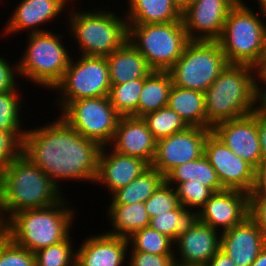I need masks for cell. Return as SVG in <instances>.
Returning <instances> with one entry per match:
<instances>
[{
  "label": "cell",
  "instance_id": "d6986e66",
  "mask_svg": "<svg viewBox=\"0 0 266 266\" xmlns=\"http://www.w3.org/2000/svg\"><path fill=\"white\" fill-rule=\"evenodd\" d=\"M149 167L150 165L139 157L122 155L109 146H102L98 156L95 184L105 186L110 192L109 195H112L116 190L130 184Z\"/></svg>",
  "mask_w": 266,
  "mask_h": 266
},
{
  "label": "cell",
  "instance_id": "ab89813d",
  "mask_svg": "<svg viewBox=\"0 0 266 266\" xmlns=\"http://www.w3.org/2000/svg\"><path fill=\"white\" fill-rule=\"evenodd\" d=\"M130 253V254H129ZM129 266H173L174 255H156L146 252H129Z\"/></svg>",
  "mask_w": 266,
  "mask_h": 266
},
{
  "label": "cell",
  "instance_id": "4dcf8cb0",
  "mask_svg": "<svg viewBox=\"0 0 266 266\" xmlns=\"http://www.w3.org/2000/svg\"><path fill=\"white\" fill-rule=\"evenodd\" d=\"M127 240L129 246L128 252L174 255L175 242L150 226L135 231Z\"/></svg>",
  "mask_w": 266,
  "mask_h": 266
},
{
  "label": "cell",
  "instance_id": "30bf717a",
  "mask_svg": "<svg viewBox=\"0 0 266 266\" xmlns=\"http://www.w3.org/2000/svg\"><path fill=\"white\" fill-rule=\"evenodd\" d=\"M78 58L70 59L61 81L53 88L58 92L55 99L58 110H62L69 102L108 96L111 82L107 59L104 56H86L77 53Z\"/></svg>",
  "mask_w": 266,
  "mask_h": 266
},
{
  "label": "cell",
  "instance_id": "60d3db41",
  "mask_svg": "<svg viewBox=\"0 0 266 266\" xmlns=\"http://www.w3.org/2000/svg\"><path fill=\"white\" fill-rule=\"evenodd\" d=\"M18 75V62L11 64V62H8V59L0 56V93H6L19 88L20 83H18L17 77L19 79L20 76Z\"/></svg>",
  "mask_w": 266,
  "mask_h": 266
},
{
  "label": "cell",
  "instance_id": "9a60e30c",
  "mask_svg": "<svg viewBox=\"0 0 266 266\" xmlns=\"http://www.w3.org/2000/svg\"><path fill=\"white\" fill-rule=\"evenodd\" d=\"M74 1L77 0H21L15 9H12L13 12L3 28L2 35L10 36L20 31H27L28 34L51 31L42 27L51 21H56L54 18L61 17L65 10L68 12V8L75 5Z\"/></svg>",
  "mask_w": 266,
  "mask_h": 266
},
{
  "label": "cell",
  "instance_id": "6da1fadb",
  "mask_svg": "<svg viewBox=\"0 0 266 266\" xmlns=\"http://www.w3.org/2000/svg\"><path fill=\"white\" fill-rule=\"evenodd\" d=\"M53 120L26 130L22 154L60 189L61 180L94 184L101 146L78 133L61 116Z\"/></svg>",
  "mask_w": 266,
  "mask_h": 266
},
{
  "label": "cell",
  "instance_id": "f35d334b",
  "mask_svg": "<svg viewBox=\"0 0 266 266\" xmlns=\"http://www.w3.org/2000/svg\"><path fill=\"white\" fill-rule=\"evenodd\" d=\"M26 131L0 130V176L22 154Z\"/></svg>",
  "mask_w": 266,
  "mask_h": 266
},
{
  "label": "cell",
  "instance_id": "8992f818",
  "mask_svg": "<svg viewBox=\"0 0 266 266\" xmlns=\"http://www.w3.org/2000/svg\"><path fill=\"white\" fill-rule=\"evenodd\" d=\"M254 10L246 3H237L229 11L218 40L228 64L256 68L264 59L266 19Z\"/></svg>",
  "mask_w": 266,
  "mask_h": 266
},
{
  "label": "cell",
  "instance_id": "d590c367",
  "mask_svg": "<svg viewBox=\"0 0 266 266\" xmlns=\"http://www.w3.org/2000/svg\"><path fill=\"white\" fill-rule=\"evenodd\" d=\"M176 190L180 205L187 209L198 212L205 206L213 193L208 187L197 181H186L182 183H169Z\"/></svg>",
  "mask_w": 266,
  "mask_h": 266
},
{
  "label": "cell",
  "instance_id": "603a6c76",
  "mask_svg": "<svg viewBox=\"0 0 266 266\" xmlns=\"http://www.w3.org/2000/svg\"><path fill=\"white\" fill-rule=\"evenodd\" d=\"M106 59L111 85L146 78L153 71L146 59L128 40L106 56Z\"/></svg>",
  "mask_w": 266,
  "mask_h": 266
},
{
  "label": "cell",
  "instance_id": "bcb514c9",
  "mask_svg": "<svg viewBox=\"0 0 266 266\" xmlns=\"http://www.w3.org/2000/svg\"><path fill=\"white\" fill-rule=\"evenodd\" d=\"M256 82L257 91H266V58L256 67Z\"/></svg>",
  "mask_w": 266,
  "mask_h": 266
},
{
  "label": "cell",
  "instance_id": "ba28073f",
  "mask_svg": "<svg viewBox=\"0 0 266 266\" xmlns=\"http://www.w3.org/2000/svg\"><path fill=\"white\" fill-rule=\"evenodd\" d=\"M128 41L153 71H168L183 54L190 39L182 20L171 23L128 24Z\"/></svg>",
  "mask_w": 266,
  "mask_h": 266
},
{
  "label": "cell",
  "instance_id": "ac0fdd59",
  "mask_svg": "<svg viewBox=\"0 0 266 266\" xmlns=\"http://www.w3.org/2000/svg\"><path fill=\"white\" fill-rule=\"evenodd\" d=\"M156 144L157 140L143 118L120 116L114 137L108 146L117 153L139 157L151 165Z\"/></svg>",
  "mask_w": 266,
  "mask_h": 266
},
{
  "label": "cell",
  "instance_id": "836d02e7",
  "mask_svg": "<svg viewBox=\"0 0 266 266\" xmlns=\"http://www.w3.org/2000/svg\"><path fill=\"white\" fill-rule=\"evenodd\" d=\"M18 89L0 93V130L2 131H26L22 126L24 121L21 111L24 110H22L21 99L23 98Z\"/></svg>",
  "mask_w": 266,
  "mask_h": 266
},
{
  "label": "cell",
  "instance_id": "5bb4252c",
  "mask_svg": "<svg viewBox=\"0 0 266 266\" xmlns=\"http://www.w3.org/2000/svg\"><path fill=\"white\" fill-rule=\"evenodd\" d=\"M236 4V0H196L189 4L181 19L190 41H218Z\"/></svg>",
  "mask_w": 266,
  "mask_h": 266
},
{
  "label": "cell",
  "instance_id": "8fae6325",
  "mask_svg": "<svg viewBox=\"0 0 266 266\" xmlns=\"http://www.w3.org/2000/svg\"><path fill=\"white\" fill-rule=\"evenodd\" d=\"M57 116H61L78 133L96 141L101 147L111 143L120 118L108 96L71 101Z\"/></svg>",
  "mask_w": 266,
  "mask_h": 266
},
{
  "label": "cell",
  "instance_id": "74e56055",
  "mask_svg": "<svg viewBox=\"0 0 266 266\" xmlns=\"http://www.w3.org/2000/svg\"><path fill=\"white\" fill-rule=\"evenodd\" d=\"M180 205L176 190L166 180L159 186L154 194L145 202L148 217L151 219Z\"/></svg>",
  "mask_w": 266,
  "mask_h": 266
},
{
  "label": "cell",
  "instance_id": "cb8c5ba5",
  "mask_svg": "<svg viewBox=\"0 0 266 266\" xmlns=\"http://www.w3.org/2000/svg\"><path fill=\"white\" fill-rule=\"evenodd\" d=\"M124 14L128 24L171 23L181 19L182 11L173 0H126Z\"/></svg>",
  "mask_w": 266,
  "mask_h": 266
},
{
  "label": "cell",
  "instance_id": "b9f144b4",
  "mask_svg": "<svg viewBox=\"0 0 266 266\" xmlns=\"http://www.w3.org/2000/svg\"><path fill=\"white\" fill-rule=\"evenodd\" d=\"M249 217L266 236V197L249 196Z\"/></svg>",
  "mask_w": 266,
  "mask_h": 266
},
{
  "label": "cell",
  "instance_id": "7c38bea8",
  "mask_svg": "<svg viewBox=\"0 0 266 266\" xmlns=\"http://www.w3.org/2000/svg\"><path fill=\"white\" fill-rule=\"evenodd\" d=\"M212 129L188 126L185 130L157 140L152 168L165 177L177 166L200 158Z\"/></svg>",
  "mask_w": 266,
  "mask_h": 266
},
{
  "label": "cell",
  "instance_id": "d4e9b609",
  "mask_svg": "<svg viewBox=\"0 0 266 266\" xmlns=\"http://www.w3.org/2000/svg\"><path fill=\"white\" fill-rule=\"evenodd\" d=\"M168 106L176 112L188 126L207 128L204 93L172 85Z\"/></svg>",
  "mask_w": 266,
  "mask_h": 266
},
{
  "label": "cell",
  "instance_id": "816d5d0a",
  "mask_svg": "<svg viewBox=\"0 0 266 266\" xmlns=\"http://www.w3.org/2000/svg\"><path fill=\"white\" fill-rule=\"evenodd\" d=\"M173 266H205V265H203V264H185V263L174 261Z\"/></svg>",
  "mask_w": 266,
  "mask_h": 266
},
{
  "label": "cell",
  "instance_id": "f1b7e54d",
  "mask_svg": "<svg viewBox=\"0 0 266 266\" xmlns=\"http://www.w3.org/2000/svg\"><path fill=\"white\" fill-rule=\"evenodd\" d=\"M165 180L168 183L197 181L212 192L223 190L216 171L204 154L198 159L177 166L165 177Z\"/></svg>",
  "mask_w": 266,
  "mask_h": 266
},
{
  "label": "cell",
  "instance_id": "4fadbf2b",
  "mask_svg": "<svg viewBox=\"0 0 266 266\" xmlns=\"http://www.w3.org/2000/svg\"><path fill=\"white\" fill-rule=\"evenodd\" d=\"M204 155L216 171L223 189L250 193L255 168L233 153L212 131L205 140Z\"/></svg>",
  "mask_w": 266,
  "mask_h": 266
},
{
  "label": "cell",
  "instance_id": "ffe728a7",
  "mask_svg": "<svg viewBox=\"0 0 266 266\" xmlns=\"http://www.w3.org/2000/svg\"><path fill=\"white\" fill-rule=\"evenodd\" d=\"M265 246L266 236L250 217L221 233L220 249L236 266H251Z\"/></svg>",
  "mask_w": 266,
  "mask_h": 266
},
{
  "label": "cell",
  "instance_id": "f907efd6",
  "mask_svg": "<svg viewBox=\"0 0 266 266\" xmlns=\"http://www.w3.org/2000/svg\"><path fill=\"white\" fill-rule=\"evenodd\" d=\"M259 12L266 18V0H256Z\"/></svg>",
  "mask_w": 266,
  "mask_h": 266
},
{
  "label": "cell",
  "instance_id": "d6a6232c",
  "mask_svg": "<svg viewBox=\"0 0 266 266\" xmlns=\"http://www.w3.org/2000/svg\"><path fill=\"white\" fill-rule=\"evenodd\" d=\"M142 118L156 140L183 131L188 127L185 121L169 106L148 113Z\"/></svg>",
  "mask_w": 266,
  "mask_h": 266
},
{
  "label": "cell",
  "instance_id": "83f0119b",
  "mask_svg": "<svg viewBox=\"0 0 266 266\" xmlns=\"http://www.w3.org/2000/svg\"><path fill=\"white\" fill-rule=\"evenodd\" d=\"M172 79L168 71H152L143 84L139 97L137 117L142 118L148 113L155 112L168 106L169 92Z\"/></svg>",
  "mask_w": 266,
  "mask_h": 266
},
{
  "label": "cell",
  "instance_id": "44dd1931",
  "mask_svg": "<svg viewBox=\"0 0 266 266\" xmlns=\"http://www.w3.org/2000/svg\"><path fill=\"white\" fill-rule=\"evenodd\" d=\"M76 247L79 266H123L128 258V240L105 232L87 236Z\"/></svg>",
  "mask_w": 266,
  "mask_h": 266
},
{
  "label": "cell",
  "instance_id": "277c9868",
  "mask_svg": "<svg viewBox=\"0 0 266 266\" xmlns=\"http://www.w3.org/2000/svg\"><path fill=\"white\" fill-rule=\"evenodd\" d=\"M67 197L56 204L13 214L0 230L16 244L32 253L67 239L75 217V207ZM71 205V206H70Z\"/></svg>",
  "mask_w": 266,
  "mask_h": 266
},
{
  "label": "cell",
  "instance_id": "7dc6e473",
  "mask_svg": "<svg viewBox=\"0 0 266 266\" xmlns=\"http://www.w3.org/2000/svg\"><path fill=\"white\" fill-rule=\"evenodd\" d=\"M256 110L266 117V91H257V107Z\"/></svg>",
  "mask_w": 266,
  "mask_h": 266
},
{
  "label": "cell",
  "instance_id": "5b68a950",
  "mask_svg": "<svg viewBox=\"0 0 266 266\" xmlns=\"http://www.w3.org/2000/svg\"><path fill=\"white\" fill-rule=\"evenodd\" d=\"M105 7L91 11L69 9L71 12L68 11L65 26L73 41L76 39L74 42H77L81 55L106 57L128 40V23L124 13L119 17Z\"/></svg>",
  "mask_w": 266,
  "mask_h": 266
},
{
  "label": "cell",
  "instance_id": "f5cc1de1",
  "mask_svg": "<svg viewBox=\"0 0 266 266\" xmlns=\"http://www.w3.org/2000/svg\"><path fill=\"white\" fill-rule=\"evenodd\" d=\"M237 3H246L245 0H236Z\"/></svg>",
  "mask_w": 266,
  "mask_h": 266
},
{
  "label": "cell",
  "instance_id": "db71d44e",
  "mask_svg": "<svg viewBox=\"0 0 266 266\" xmlns=\"http://www.w3.org/2000/svg\"><path fill=\"white\" fill-rule=\"evenodd\" d=\"M264 58H266V40H265V52H264Z\"/></svg>",
  "mask_w": 266,
  "mask_h": 266
},
{
  "label": "cell",
  "instance_id": "7bdbcfd3",
  "mask_svg": "<svg viewBox=\"0 0 266 266\" xmlns=\"http://www.w3.org/2000/svg\"><path fill=\"white\" fill-rule=\"evenodd\" d=\"M249 196H265L266 197V163H262L255 168L254 184Z\"/></svg>",
  "mask_w": 266,
  "mask_h": 266
},
{
  "label": "cell",
  "instance_id": "1f68e13d",
  "mask_svg": "<svg viewBox=\"0 0 266 266\" xmlns=\"http://www.w3.org/2000/svg\"><path fill=\"white\" fill-rule=\"evenodd\" d=\"M145 78L134 79L119 85H111L109 100L120 116L137 117L139 97Z\"/></svg>",
  "mask_w": 266,
  "mask_h": 266
},
{
  "label": "cell",
  "instance_id": "f6af8a7d",
  "mask_svg": "<svg viewBox=\"0 0 266 266\" xmlns=\"http://www.w3.org/2000/svg\"><path fill=\"white\" fill-rule=\"evenodd\" d=\"M205 266H236L229 256L221 249L209 260Z\"/></svg>",
  "mask_w": 266,
  "mask_h": 266
},
{
  "label": "cell",
  "instance_id": "e0dca14e",
  "mask_svg": "<svg viewBox=\"0 0 266 266\" xmlns=\"http://www.w3.org/2000/svg\"><path fill=\"white\" fill-rule=\"evenodd\" d=\"M249 217V194L231 189L213 192L199 211V220L220 233Z\"/></svg>",
  "mask_w": 266,
  "mask_h": 266
},
{
  "label": "cell",
  "instance_id": "3957f363",
  "mask_svg": "<svg viewBox=\"0 0 266 266\" xmlns=\"http://www.w3.org/2000/svg\"><path fill=\"white\" fill-rule=\"evenodd\" d=\"M204 100L207 129L253 113L257 107L256 68L228 64L204 92Z\"/></svg>",
  "mask_w": 266,
  "mask_h": 266
},
{
  "label": "cell",
  "instance_id": "484cf974",
  "mask_svg": "<svg viewBox=\"0 0 266 266\" xmlns=\"http://www.w3.org/2000/svg\"><path fill=\"white\" fill-rule=\"evenodd\" d=\"M107 216L111 229L105 233L112 236L128 238L137 230L150 225L145 203H134L130 205H108Z\"/></svg>",
  "mask_w": 266,
  "mask_h": 266
},
{
  "label": "cell",
  "instance_id": "681fc988",
  "mask_svg": "<svg viewBox=\"0 0 266 266\" xmlns=\"http://www.w3.org/2000/svg\"><path fill=\"white\" fill-rule=\"evenodd\" d=\"M176 6L183 11L189 4L193 3L196 0H173Z\"/></svg>",
  "mask_w": 266,
  "mask_h": 266
},
{
  "label": "cell",
  "instance_id": "e575fe53",
  "mask_svg": "<svg viewBox=\"0 0 266 266\" xmlns=\"http://www.w3.org/2000/svg\"><path fill=\"white\" fill-rule=\"evenodd\" d=\"M70 235L67 239L34 253L36 266H73L76 263V248ZM72 239V240H70ZM74 245V248H73ZM75 249V250H74Z\"/></svg>",
  "mask_w": 266,
  "mask_h": 266
},
{
  "label": "cell",
  "instance_id": "8d00e7d4",
  "mask_svg": "<svg viewBox=\"0 0 266 266\" xmlns=\"http://www.w3.org/2000/svg\"><path fill=\"white\" fill-rule=\"evenodd\" d=\"M0 266H36L34 253L16 244L0 230Z\"/></svg>",
  "mask_w": 266,
  "mask_h": 266
},
{
  "label": "cell",
  "instance_id": "f546056e",
  "mask_svg": "<svg viewBox=\"0 0 266 266\" xmlns=\"http://www.w3.org/2000/svg\"><path fill=\"white\" fill-rule=\"evenodd\" d=\"M198 221L199 212L197 210L179 205L175 210L152 217L149 226L175 242L180 235L190 230Z\"/></svg>",
  "mask_w": 266,
  "mask_h": 266
},
{
  "label": "cell",
  "instance_id": "9c48e42d",
  "mask_svg": "<svg viewBox=\"0 0 266 266\" xmlns=\"http://www.w3.org/2000/svg\"><path fill=\"white\" fill-rule=\"evenodd\" d=\"M227 65L218 41H190L168 72L174 86L204 93Z\"/></svg>",
  "mask_w": 266,
  "mask_h": 266
},
{
  "label": "cell",
  "instance_id": "4316f807",
  "mask_svg": "<svg viewBox=\"0 0 266 266\" xmlns=\"http://www.w3.org/2000/svg\"><path fill=\"white\" fill-rule=\"evenodd\" d=\"M165 181V176L151 166L130 184L110 195L109 205L145 203Z\"/></svg>",
  "mask_w": 266,
  "mask_h": 266
},
{
  "label": "cell",
  "instance_id": "52a82bcc",
  "mask_svg": "<svg viewBox=\"0 0 266 266\" xmlns=\"http://www.w3.org/2000/svg\"><path fill=\"white\" fill-rule=\"evenodd\" d=\"M27 36L24 55L18 60L20 79L53 90L63 78L72 57L62 42L65 35L51 30Z\"/></svg>",
  "mask_w": 266,
  "mask_h": 266
},
{
  "label": "cell",
  "instance_id": "7a4b0ae2",
  "mask_svg": "<svg viewBox=\"0 0 266 266\" xmlns=\"http://www.w3.org/2000/svg\"><path fill=\"white\" fill-rule=\"evenodd\" d=\"M62 191L21 154L0 176V227L17 212L56 204L66 197Z\"/></svg>",
  "mask_w": 266,
  "mask_h": 266
},
{
  "label": "cell",
  "instance_id": "c3c4849f",
  "mask_svg": "<svg viewBox=\"0 0 266 266\" xmlns=\"http://www.w3.org/2000/svg\"><path fill=\"white\" fill-rule=\"evenodd\" d=\"M251 266H266V246L261 250L260 254Z\"/></svg>",
  "mask_w": 266,
  "mask_h": 266
},
{
  "label": "cell",
  "instance_id": "2e32d148",
  "mask_svg": "<svg viewBox=\"0 0 266 266\" xmlns=\"http://www.w3.org/2000/svg\"><path fill=\"white\" fill-rule=\"evenodd\" d=\"M212 132L238 157L254 168L262 164L261 146L257 131V110L239 119L223 121Z\"/></svg>",
  "mask_w": 266,
  "mask_h": 266
},
{
  "label": "cell",
  "instance_id": "ee69618b",
  "mask_svg": "<svg viewBox=\"0 0 266 266\" xmlns=\"http://www.w3.org/2000/svg\"><path fill=\"white\" fill-rule=\"evenodd\" d=\"M257 131L261 146L262 163H266V117L257 111Z\"/></svg>",
  "mask_w": 266,
  "mask_h": 266
},
{
  "label": "cell",
  "instance_id": "7402d4cb",
  "mask_svg": "<svg viewBox=\"0 0 266 266\" xmlns=\"http://www.w3.org/2000/svg\"><path fill=\"white\" fill-rule=\"evenodd\" d=\"M220 247L221 233L199 220L190 230L176 239L174 260L185 264L205 265Z\"/></svg>",
  "mask_w": 266,
  "mask_h": 266
}]
</instances>
